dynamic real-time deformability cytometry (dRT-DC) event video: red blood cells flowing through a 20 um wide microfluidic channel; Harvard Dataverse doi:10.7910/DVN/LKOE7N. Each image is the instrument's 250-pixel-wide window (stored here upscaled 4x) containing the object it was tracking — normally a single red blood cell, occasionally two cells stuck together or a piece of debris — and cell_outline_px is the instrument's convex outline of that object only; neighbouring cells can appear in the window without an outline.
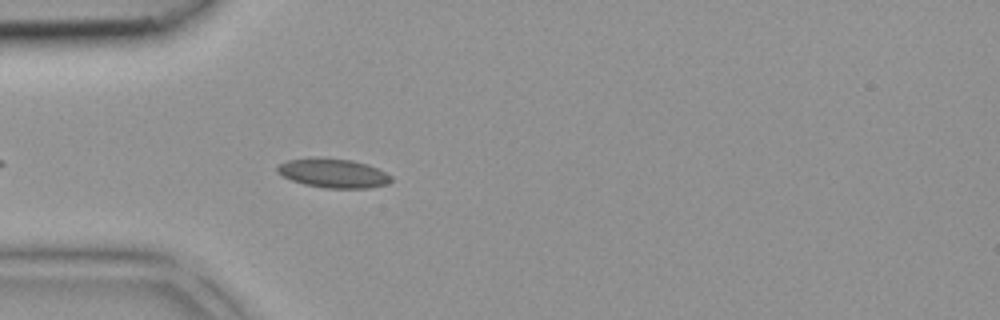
{"species": "common noctule bat (a hibernating species)", "species_latin": "Nyctalus noctula", "temperature_condition": "room temperature", "stored_images_in_passage": 32, "camera_frame_rate_fps": 3000, "um_per_image_px": 0.085, "animal": {"sex": "female", "body_mass_g": 18.4}, "frame": {"image": 1, "passage_image": 4, "time_ms": 1.0, "image_size_px": [1000, 320], "cell_outline_px": [[392, 180], [388, 184], [368, 188], [324, 188], [304, 184], [292, 180], [276, 172], [276, 168], [280, 164], [288, 160], [308, 156], [312, 156], [352, 160], [368, 164], [392, 176]], "centroid_in_image_um": [28.31, 14.7], "position_along_channel_um": 56.7, "area_um2": 19.54}}
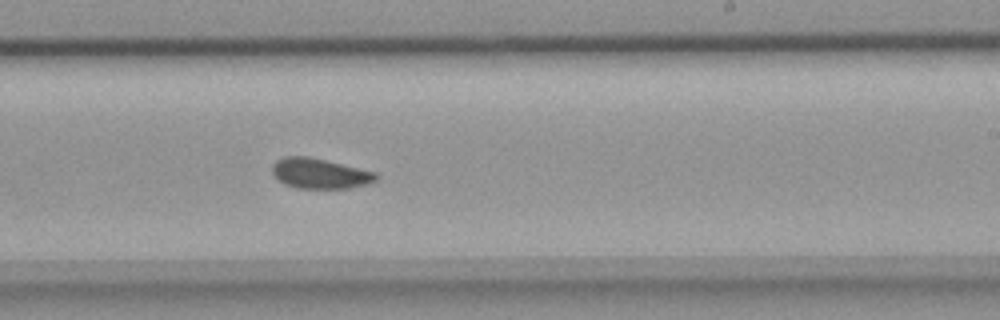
{"frame": {"image": 2, "passage_image": 17, "time_ms": 5.333, "image_size_px": [1000, 320], "cell_outline_px": [[380, 176], [376, 180], [368, 184], [348, 188], [296, 188], [284, 184], [272, 172], [272, 164], [276, 160], [284, 156], [308, 156], [376, 172]], "centroid_in_image_um": [27.19, 14.74], "position_along_channel_um": 261.8, "area_um2": 18.26}}
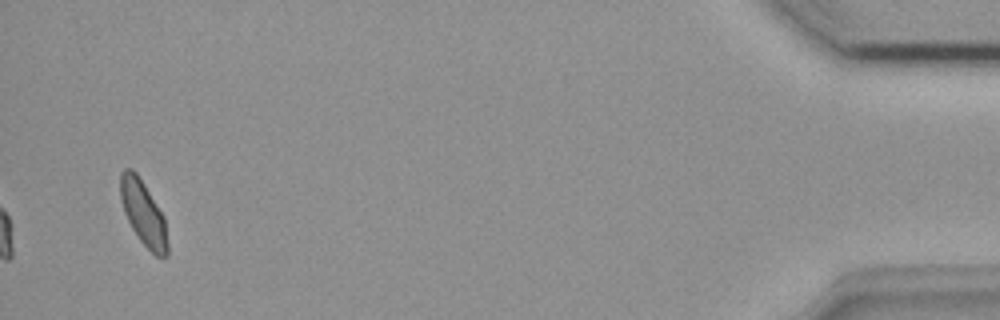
{"frame": {"image": 3, "passage_image": 32, "time_ms": 10.333, "image_size_px": [1000, 320], "cell_outline_px": [[168, 256], [156, 256], [140, 240], [132, 228], [124, 212], [120, 200], [120, 172], [124, 168], [132, 168], [136, 172], [144, 184], [164, 216], [168, 244]], "centroid_in_image_um": [12.17, 18.09], "position_along_channel_um": 423.0, "area_um2": 17.69}}